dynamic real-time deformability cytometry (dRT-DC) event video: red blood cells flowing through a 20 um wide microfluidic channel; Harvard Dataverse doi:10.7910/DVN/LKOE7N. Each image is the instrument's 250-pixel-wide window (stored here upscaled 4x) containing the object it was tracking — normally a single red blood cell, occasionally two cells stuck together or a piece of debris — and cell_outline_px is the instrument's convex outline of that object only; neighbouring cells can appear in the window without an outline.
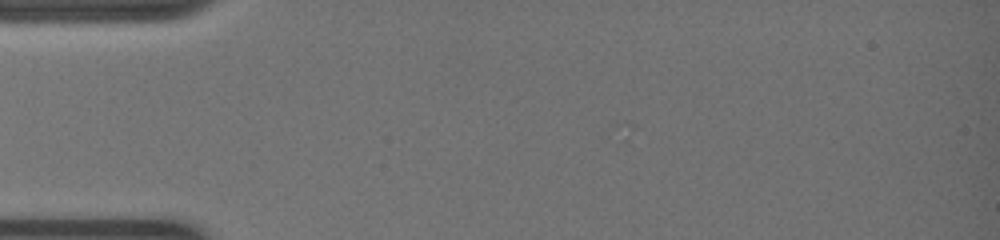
{"species": "common noctule bat (a hibernating species)", "species_latin": "Nyctalus noctula", "temperature_condition": "warm", "stored_images_in_passage": 3, "camera_frame_rate_fps": 3000, "um_per_image_px": 0.085, "animal": {"sex": "female", "body_mass_g": 19.0, "forearm_length_mm": 51.5}, "frame": {"image": 1, "passage_image": 1, "time_ms": 0.0, "image_size_px": [1000, 240], "cell_outline_px": [[156, 188], [144, 192], [52, 192], [16, 188], [16, 184], [24, 180], [84, 180], [152, 184]], "centroid_in_image_um": [7.08, 15.83], "position_along_channel_um": 77.9, "area_um2": 10.17}}